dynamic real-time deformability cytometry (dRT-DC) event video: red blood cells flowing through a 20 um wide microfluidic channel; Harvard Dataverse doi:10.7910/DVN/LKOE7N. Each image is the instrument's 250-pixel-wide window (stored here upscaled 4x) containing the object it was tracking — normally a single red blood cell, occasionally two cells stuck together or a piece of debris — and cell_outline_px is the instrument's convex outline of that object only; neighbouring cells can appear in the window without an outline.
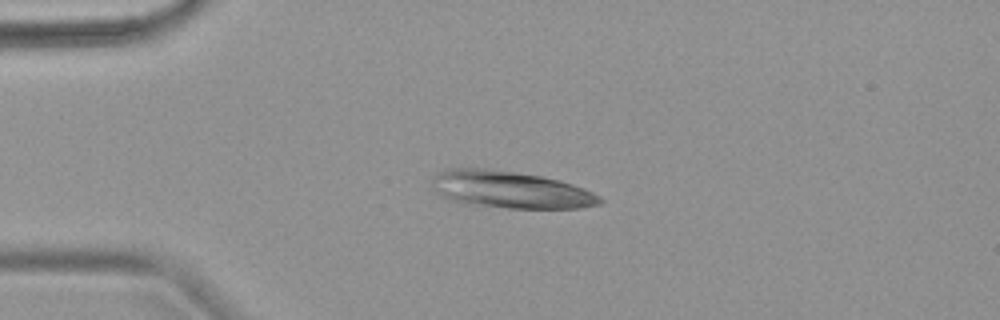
{"species": "common noctule bat (a hibernating species)", "species_latin": "Nyctalus noctula", "temperature_condition": "warm", "stored_images_in_passage": 4, "camera_frame_rate_fps": 3000, "um_per_image_px": 0.085, "animal": {"sex": "female", "body_mass_g": 18.4}, "frame": {"image": 1, "passage_image": 3, "time_ms": 2.333, "image_size_px": [1000, 320], "cell_outline_px": [[604, 200], [600, 204], [580, 208], [508, 208], [464, 204], [440, 196], [436, 192], [432, 184], [432, 176], [444, 168], [488, 168], [544, 176], [560, 180], [584, 188], [600, 196]], "centroid_in_image_um": [43.36, 16.11], "position_along_channel_um": 41.6, "area_um2": 36.7}}